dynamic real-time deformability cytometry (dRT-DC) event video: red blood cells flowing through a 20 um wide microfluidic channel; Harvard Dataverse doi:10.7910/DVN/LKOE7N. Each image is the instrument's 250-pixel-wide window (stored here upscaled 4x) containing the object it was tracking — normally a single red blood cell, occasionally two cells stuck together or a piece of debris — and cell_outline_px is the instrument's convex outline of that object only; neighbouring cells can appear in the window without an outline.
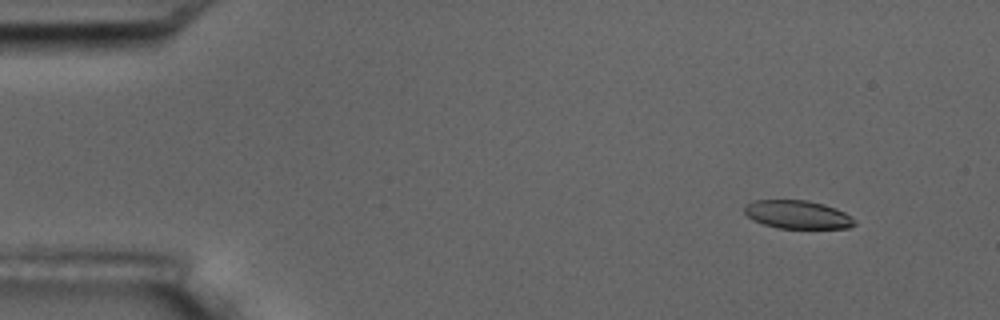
{"species": "common noctule bat (a hibernating species)", "species_latin": "Nyctalus noctula", "temperature_condition": "room temperature", "stored_images_in_passage": 6, "camera_frame_rate_fps": 3000, "um_per_image_px": 0.085, "animal": {"sex": "male", "body_mass_g": 17.5, "forearm_length_mm": 52.3}, "frame": {"image": 1, "passage_image": 2, "time_ms": 1.0, "image_size_px": [1000, 320], "cell_outline_px": [[856, 224], [848, 228], [776, 228], [752, 220], [744, 212], [744, 204], [752, 200], [808, 200], [824, 204], [836, 208], [852, 216], [856, 220]], "centroid_in_image_um": [67.78, 18.23], "position_along_channel_um": 17.2, "area_um2": 18.38}}